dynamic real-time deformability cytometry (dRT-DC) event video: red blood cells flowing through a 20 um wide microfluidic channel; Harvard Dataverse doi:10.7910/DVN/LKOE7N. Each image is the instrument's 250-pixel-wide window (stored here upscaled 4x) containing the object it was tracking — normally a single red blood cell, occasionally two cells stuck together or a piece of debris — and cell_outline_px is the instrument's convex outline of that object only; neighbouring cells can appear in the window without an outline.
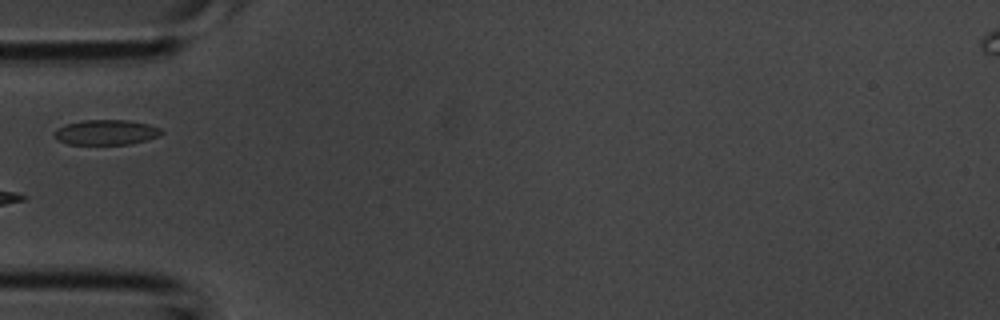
{"species": "common noctule bat (a hibernating species)", "species_latin": "Nyctalus noctula", "temperature_condition": "room temperature", "stored_images_in_passage": 1, "camera_frame_rate_fps": 3000, "um_per_image_px": 0.085, "animal": {"sex": "male", "body_mass_g": 20.1, "forearm_length_mm": 53.5}, "frame": {"image": 1, "passage_image": 1, "time_ms": 0.0, "image_size_px": [1000, 320], "cell_outline_px": [[164, 132], [160, 136], [128, 144], [68, 144], [60, 140], [56, 136], [56, 132], [64, 124], [84, 120], [128, 120], [148, 124], [160, 128]], "centroid_in_image_um": [9.08, 11.24], "position_along_channel_um": 75.9, "area_um2": 15.37}}